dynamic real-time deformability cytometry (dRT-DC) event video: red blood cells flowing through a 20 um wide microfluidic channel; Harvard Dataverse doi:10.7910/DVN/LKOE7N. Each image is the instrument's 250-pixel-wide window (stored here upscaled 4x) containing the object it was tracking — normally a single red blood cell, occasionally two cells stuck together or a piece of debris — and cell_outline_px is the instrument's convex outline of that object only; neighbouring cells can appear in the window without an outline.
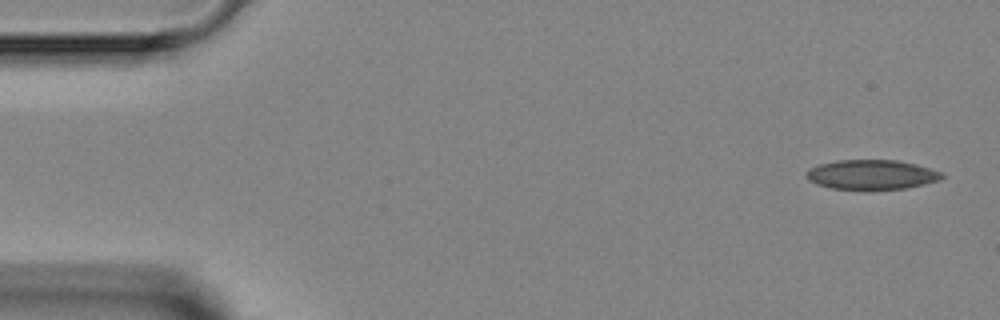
{"species": "Egyptian fruit bat (a non-hibernating species)", "species_latin": "Rousettus aegyptiacus", "temperature_condition": "room temperature", "stored_images_in_passage": 4, "camera_frame_rate_fps": 3000, "um_per_image_px": 0.085, "animal": {"sex": "female"}, "frame": {"image": 1, "passage_image": 1, "time_ms": 0.0, "image_size_px": [1000, 320], "cell_outline_px": [[944, 176], [940, 180], [924, 184], [904, 188], [868, 192], [864, 192], [832, 188], [816, 184], [808, 180], [804, 176], [804, 172], [808, 168], [820, 164], [836, 160], [896, 160], [916, 164], [944, 172]], "centroid_in_image_um": [74.05, 14.87], "position_along_channel_um": 11.0, "area_um2": 24.33}}
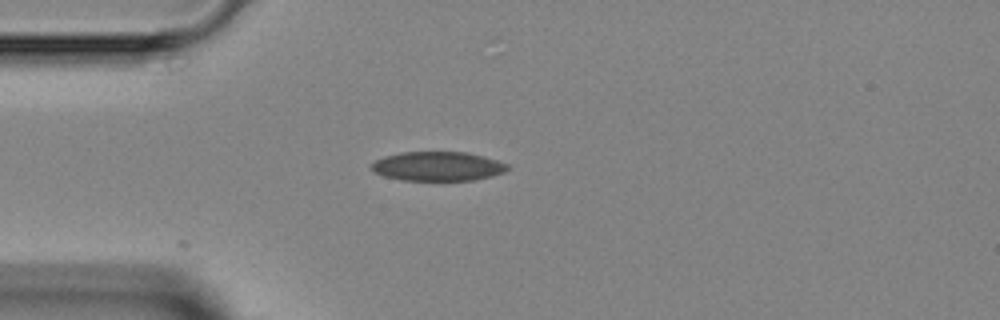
{"frame": {"image": 2, "passage_image": 4, "time_ms": 3.333, "image_size_px": [1000, 320], "cell_outline_px": [[508, 168], [504, 172], [492, 176], [472, 180], [400, 180], [384, 176], [372, 172], [368, 168], [376, 160], [384, 156], [400, 152], [468, 152], [484, 156], [508, 164]], "centroid_in_image_um": [37.17, 14.13], "position_along_channel_um": 47.8, "area_um2": 23.29}}